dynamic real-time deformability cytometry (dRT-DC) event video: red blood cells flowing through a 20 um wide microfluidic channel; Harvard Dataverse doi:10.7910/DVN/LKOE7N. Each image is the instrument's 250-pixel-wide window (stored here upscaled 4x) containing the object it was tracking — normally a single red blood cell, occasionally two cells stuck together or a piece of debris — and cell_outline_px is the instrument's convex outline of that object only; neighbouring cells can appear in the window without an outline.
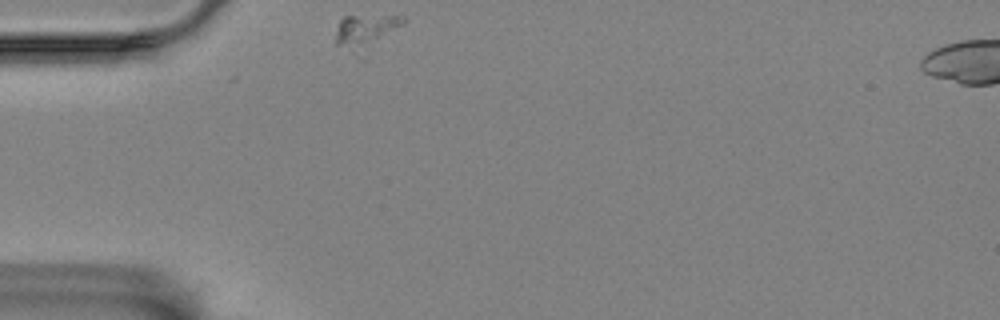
{"species": "Egyptian fruit bat (a non-hibernating species)", "species_latin": "Rousettus aegyptiacus", "temperature_condition": "room temperature", "stored_images_in_passage": 36, "camera_frame_rate_fps": 3000, "um_per_image_px": 0.085, "animal": {"sex": "female"}, "frame": {"image": 1, "passage_image": 1, "time_ms": 0.0, "image_size_px": [1000, 320], "cell_outline_px": [[404, 24], [352, 52], [336, 44], [336, 32], [340, 20], [344, 16], [404, 16]], "centroid_in_image_um": [30.99, 2.54], "position_along_channel_um": 54.0, "area_um2": 11.62}}
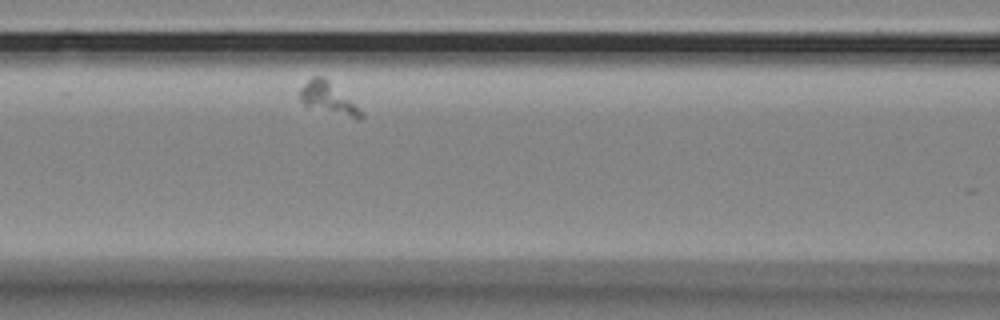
{"frame": {"image": 2, "passage_image": 11, "time_ms": 3.333, "image_size_px": [1000, 320], "cell_outline_px": [[364, 116], [360, 120], [356, 120], [308, 108], [300, 100], [300, 88], [312, 76], [324, 76], [360, 108], [364, 112]], "centroid_in_image_um": [27.92, 8.4], "position_along_channel_um": 138.7, "area_um2": 11.62}}
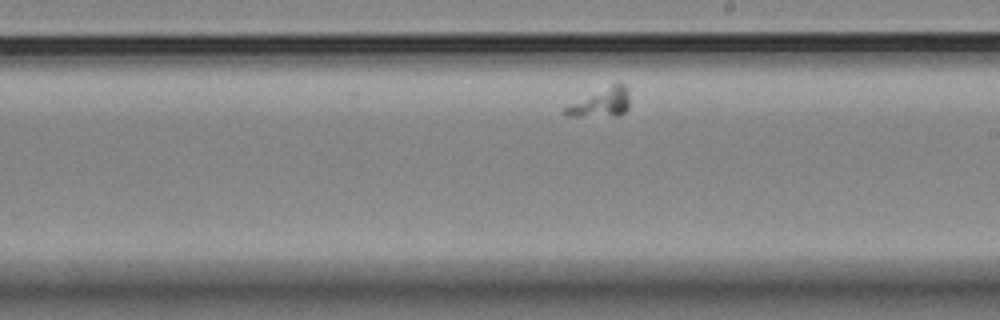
{"frame": {"image": 3, "passage_image": 21, "time_ms": 6.667, "image_size_px": [1000, 320], "cell_outline_px": [[628, 108], [624, 112], [616, 116], [564, 116], [564, 108], [616, 80], [624, 84], [628, 88]], "centroid_in_image_um": [51.14, 8.69], "position_along_channel_um": 237.9, "area_um2": 10.81}}